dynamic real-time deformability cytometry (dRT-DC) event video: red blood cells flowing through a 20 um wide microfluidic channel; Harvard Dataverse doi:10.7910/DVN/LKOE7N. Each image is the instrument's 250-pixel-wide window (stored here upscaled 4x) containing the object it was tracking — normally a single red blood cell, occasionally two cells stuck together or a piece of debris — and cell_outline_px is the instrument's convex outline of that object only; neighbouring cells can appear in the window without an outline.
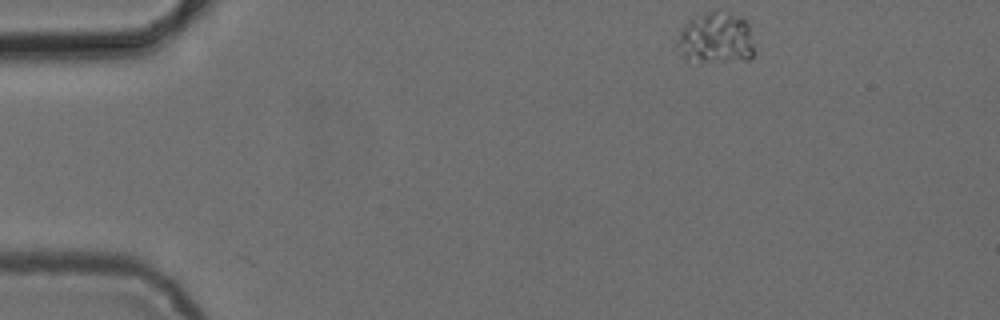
{"species": "common noctule bat (a hibernating species)", "species_latin": "Nyctalus noctula", "temperature_condition": "cold", "stored_images_in_passage": 47, "camera_frame_rate_fps": 3000, "um_per_image_px": 0.085, "animal": {"sex": "female", "body_mass_g": 24.6, "forearm_length_mm": 56.2}, "frame": {"image": 1, "passage_image": 1, "time_ms": 0.0, "image_size_px": [1000, 320], "cell_outline_px": [[756, 52], [748, 60], [688, 60], [680, 52], [676, 44], [676, 40], [684, 24], [688, 20], [704, 12], [712, 12], [732, 16], [748, 20]], "centroid_in_image_um": [60.87, 3.25], "position_along_channel_um": 24.1, "area_um2": 22.66}}
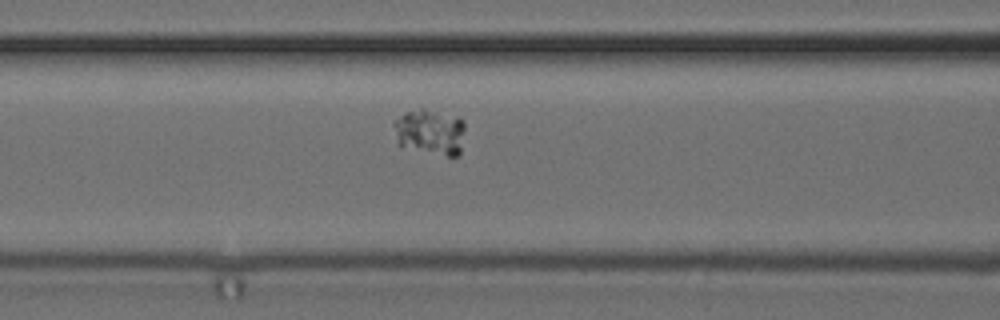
{"frame": {"image": 2, "passage_image": 16, "time_ms": 5.0, "image_size_px": [1000, 320], "cell_outline_px": [[464, 128], [460, 152], [456, 156], [448, 156], [400, 144], [392, 124], [404, 112], [420, 108], [424, 108], [456, 116], [464, 120]], "centroid_in_image_um": [36.59, 11.16], "position_along_channel_um": 130.0, "area_um2": 18.5}}
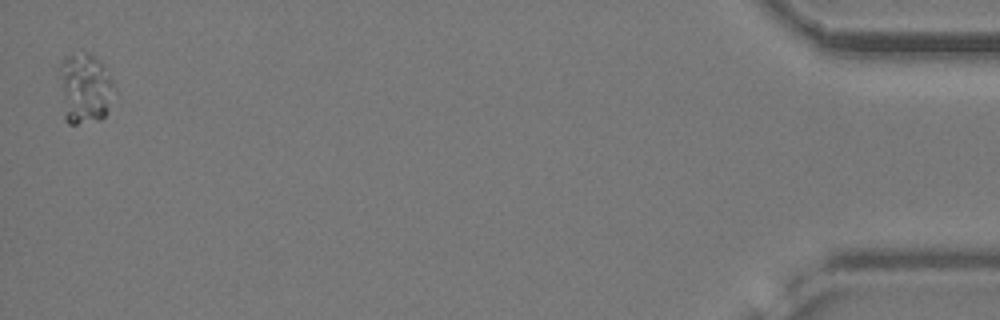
{"frame": {"image": 3, "passage_image": 47, "time_ms": 15.333, "image_size_px": [1000, 320], "cell_outline_px": [[116, 88], [104, 116], [100, 120], [76, 124], [68, 124], [64, 120], [56, 68], [72, 52], [88, 52], [104, 64]], "centroid_in_image_um": [7.15, 7.49], "position_along_channel_um": 428.0, "area_um2": 23.29}}